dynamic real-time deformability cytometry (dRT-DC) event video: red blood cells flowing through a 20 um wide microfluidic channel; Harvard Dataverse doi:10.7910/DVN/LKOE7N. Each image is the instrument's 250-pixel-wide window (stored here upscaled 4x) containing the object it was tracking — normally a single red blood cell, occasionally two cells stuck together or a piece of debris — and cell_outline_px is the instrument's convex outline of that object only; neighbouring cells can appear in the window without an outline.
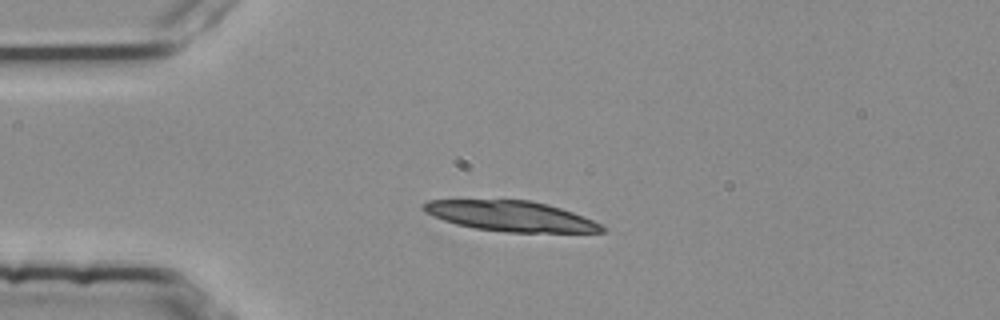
{"species": "common noctule bat (a hibernating species)", "species_latin": "Nyctalus noctula", "temperature_condition": "room temperature", "stored_images_in_passage": 4, "camera_frame_rate_fps": 3000, "um_per_image_px": 0.085, "animal": {"sex": "female", "body_mass_g": 25.1}, "frame": {"image": 1, "passage_image": 2, "time_ms": 0.333, "image_size_px": [1000, 320], "cell_outline_px": [[604, 232], [508, 232], [476, 228], [456, 224], [444, 220], [424, 212], [420, 208], [420, 204], [428, 200], [532, 200], [548, 204], [572, 212], [592, 220], [600, 224], [604, 228]], "centroid_in_image_um": [43.36, 18.36], "position_along_channel_um": 41.6, "area_um2": 31.33}}